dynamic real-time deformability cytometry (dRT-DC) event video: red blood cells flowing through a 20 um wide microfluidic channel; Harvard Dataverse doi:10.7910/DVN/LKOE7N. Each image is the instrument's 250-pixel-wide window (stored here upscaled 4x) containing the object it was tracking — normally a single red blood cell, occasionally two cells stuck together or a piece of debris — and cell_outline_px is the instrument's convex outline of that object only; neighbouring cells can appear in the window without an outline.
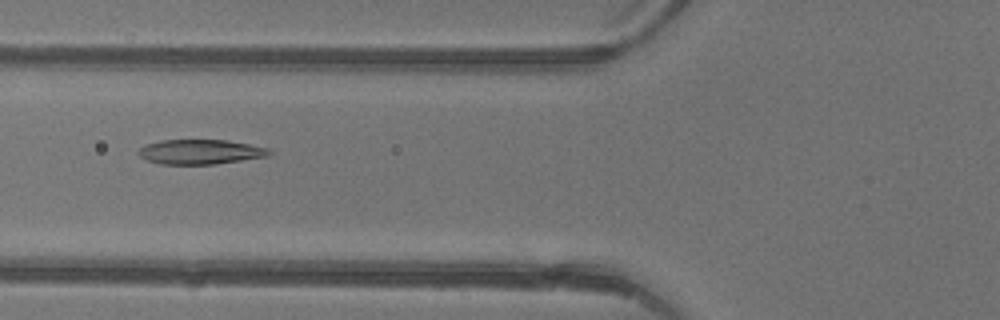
{"species": "common noctule bat (a hibernating species)", "species_latin": "Nyctalus noctula", "temperature_condition": "warm", "stored_images_in_passage": 44, "camera_frame_rate_fps": 3000, "um_per_image_px": 0.085, "animal": {"sex": "female"}, "frame": {"image": 1, "passage_image": 16, "time_ms": 5.0, "image_size_px": [1000, 320], "cell_outline_px": [[272, 152], [268, 156], [212, 164], [160, 164], [148, 160], [140, 156], [136, 152], [140, 148], [148, 144], [160, 140], [228, 140], [268, 148]], "centroid_in_image_um": [17.01, 12.9], "position_along_channel_um": 108.8, "area_um2": 18.61}}
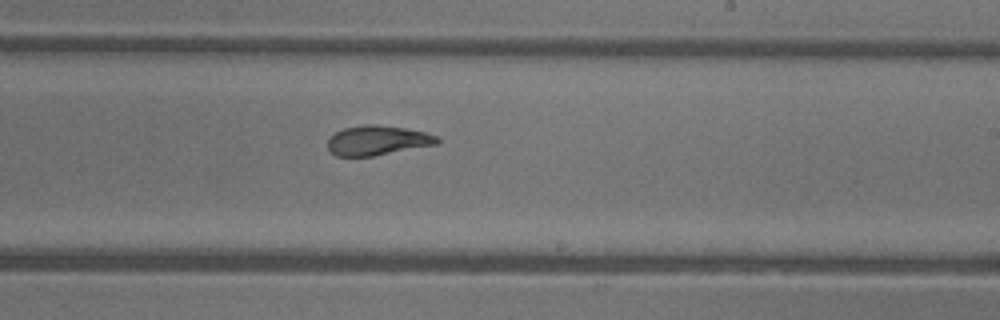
{"frame": {"image": 2, "passage_image": 26, "time_ms": 8.333, "image_size_px": [1000, 320], "cell_outline_px": [[440, 144], [372, 156], [336, 156], [328, 148], [328, 140], [336, 132], [344, 128], [364, 124], [376, 124], [404, 128], [424, 132], [440, 136]], "centroid_in_image_um": [32.14, 11.93], "position_along_channel_um": 256.9, "area_um2": 18.96}}
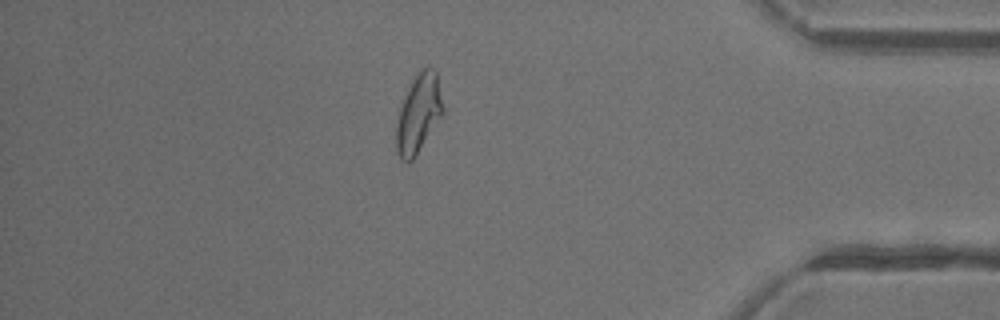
{"frame": {"image": 3, "passage_image": 38, "time_ms": 12.333, "image_size_px": [1000, 320], "cell_outline_px": [[444, 112], [416, 156], [408, 164], [400, 160], [396, 152], [396, 124], [400, 108], [404, 96], [412, 80], [424, 68], [436, 68], [444, 108]], "centroid_in_image_um": [35.57, 9.7], "position_along_channel_um": 399.6, "area_um2": 21.44}, "authors_computed_cell_mechanics": {"area_um2": 20.3167, "velocity_mm_per_s": 4.4472, "shape_relaxation_time_tau1_ms": 6.1423, "shape_relaxation_time_tau2_ms": 2.1057, "deformation_change_tau1": 0.2186, "deformation_change_tau2": 0.0922}}